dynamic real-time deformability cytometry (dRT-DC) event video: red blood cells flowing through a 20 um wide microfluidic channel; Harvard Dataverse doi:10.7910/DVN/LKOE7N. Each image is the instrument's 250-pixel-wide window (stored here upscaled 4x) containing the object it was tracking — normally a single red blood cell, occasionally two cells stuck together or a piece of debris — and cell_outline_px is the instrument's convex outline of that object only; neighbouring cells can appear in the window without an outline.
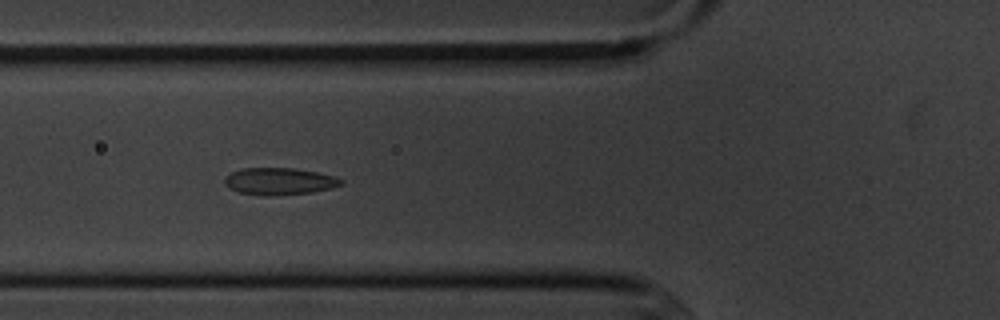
{"species": "common noctule bat (a hibernating species)", "species_latin": "Nyctalus noctula", "temperature_condition": "cold", "stored_images_in_passage": 7, "camera_frame_rate_fps": 3000, "um_per_image_px": 0.085, "animal": {"sex": "male", "body_mass_g": 20.1, "forearm_length_mm": 53.5}, "frame": {"image": 1, "passage_image": 5, "time_ms": 4.667, "image_size_px": [1000, 320], "cell_outline_px": [[344, 184], [332, 188], [312, 192], [272, 196], [264, 196], [240, 192], [228, 188], [224, 184], [224, 180], [232, 172], [240, 168], [292, 168], [316, 172], [336, 176], [344, 180]], "centroid_in_image_um": [23.77, 15.41], "position_along_channel_um": 102.0, "area_um2": 18.44}}
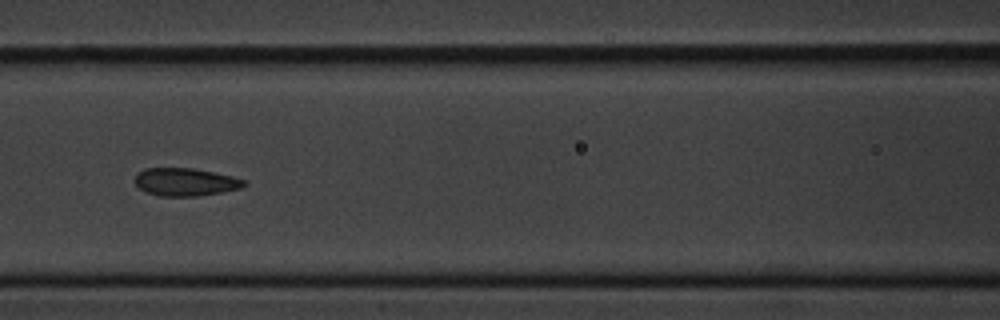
{"frame": {"image": 2, "passage_image": 6, "time_ms": 6.0, "image_size_px": [1000, 320], "cell_outline_px": [[248, 184], [244, 188], [196, 196], [160, 196], [144, 192], [136, 184], [136, 176], [144, 168], [192, 168], [232, 176], [244, 180]], "centroid_in_image_um": [15.78, 15.47], "position_along_channel_um": 150.8, "area_um2": 17.63}}
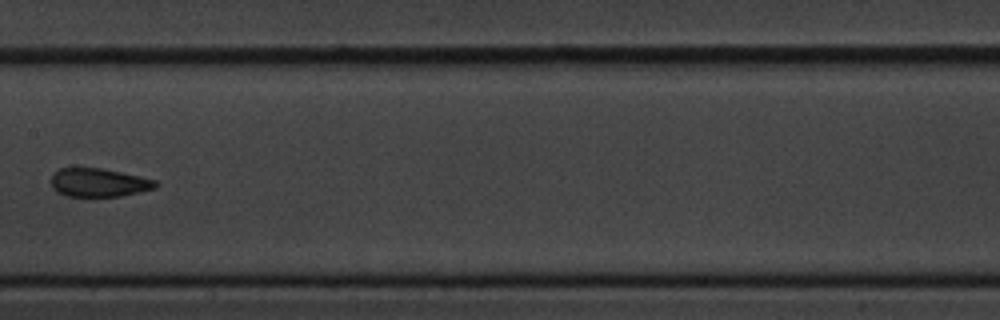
{"frame": {"image": 3, "passage_image": 7, "time_ms": 7.333, "image_size_px": [1000, 320], "cell_outline_px": [[160, 184], [156, 188], [120, 196], [68, 196], [56, 192], [52, 188], [52, 172], [60, 168], [100, 168], [120, 172], [156, 180]], "centroid_in_image_um": [8.38, 15.52], "position_along_channel_um": 199.0, "area_um2": 17.28}}